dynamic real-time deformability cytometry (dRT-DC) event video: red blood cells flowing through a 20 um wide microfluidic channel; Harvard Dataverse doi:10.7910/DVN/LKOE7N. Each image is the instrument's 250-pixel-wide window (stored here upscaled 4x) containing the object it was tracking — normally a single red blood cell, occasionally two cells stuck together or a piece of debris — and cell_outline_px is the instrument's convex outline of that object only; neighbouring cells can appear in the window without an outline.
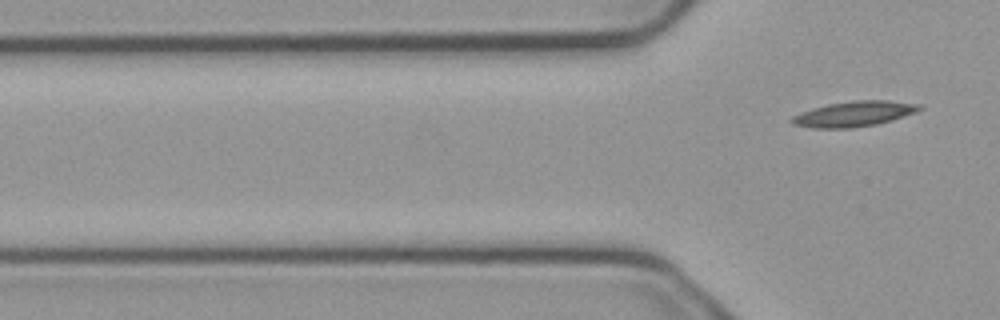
{"species": "common noctule bat (a hibernating species)", "species_latin": "Nyctalus noctula", "temperature_condition": "cold", "stored_images_in_passage": 2, "camera_frame_rate_fps": 3000, "um_per_image_px": 0.085, "animal": {"sex": "male", "body_mass_g": 23.1, "forearm_length_mm": 52.7}, "frame": {"image": 1, "passage_image": 2, "time_ms": 0.333, "image_size_px": [1000, 320], "cell_outline_px": [[924, 108], [916, 112], [892, 120], [876, 124], [848, 128], [812, 128], [792, 124], [788, 120], [792, 116], [800, 112], [812, 108], [828, 104], [852, 100], [888, 100], [920, 104]], "centroid_in_image_um": [72.57, 9.67], "position_along_channel_um": 53.2, "area_um2": 18.96}}